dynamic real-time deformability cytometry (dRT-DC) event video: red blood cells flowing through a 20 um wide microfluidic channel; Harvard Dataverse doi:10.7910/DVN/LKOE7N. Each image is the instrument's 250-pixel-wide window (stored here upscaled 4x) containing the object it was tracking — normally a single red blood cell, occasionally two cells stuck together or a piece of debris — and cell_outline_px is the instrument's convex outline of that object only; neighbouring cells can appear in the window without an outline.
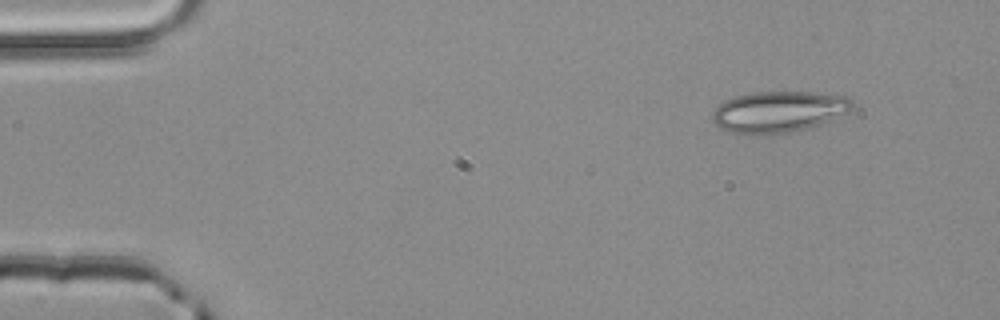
{"species": "common noctule bat (a hibernating species)", "species_latin": "Nyctalus noctula", "temperature_condition": "room temperature", "stored_images_in_passage": 4, "segment_of_instrument_passage": [1, 2], "camera_frame_rate_fps": 3000, "um_per_image_px": 0.085, "animal": {"sex": "male", "body_mass_g": 20.4}, "frame": {"image": 1, "passage_image": 1, "time_ms": 0.0, "image_size_px": [1000, 320], "cell_outline_px": [[852, 108], [848, 112], [832, 120], [796, 132], [732, 132], [720, 128], [712, 120], [712, 112], [724, 100], [736, 96], [752, 92], [812, 92], [844, 96], [852, 100]], "centroid_in_image_um": [66.21, 9.47], "position_along_channel_um": 18.8, "area_um2": 33.0}}